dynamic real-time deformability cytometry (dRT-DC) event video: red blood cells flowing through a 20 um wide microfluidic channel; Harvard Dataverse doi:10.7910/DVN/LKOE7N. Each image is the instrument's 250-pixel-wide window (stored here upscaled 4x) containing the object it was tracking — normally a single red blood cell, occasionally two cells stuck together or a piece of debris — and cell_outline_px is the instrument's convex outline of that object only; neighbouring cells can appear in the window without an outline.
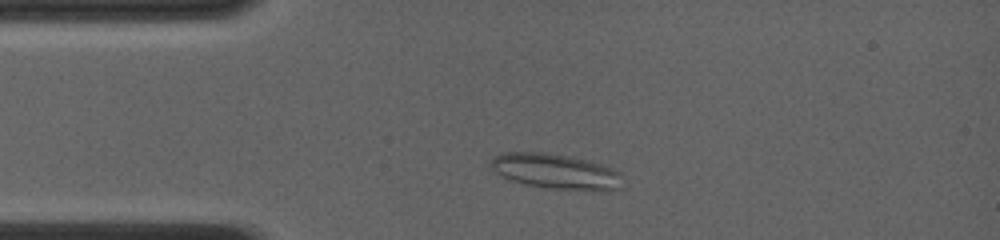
{"species": "common noctule bat (a hibernating species)", "species_latin": "Nyctalus noctula", "temperature_condition": "room temperature", "stored_images_in_passage": 50, "camera_frame_rate_fps": 4000, "um_per_image_px": 0.085, "animal": {"sex": "female", "body_mass_g": 19.0, "forearm_length_mm": 56.7}, "frame": {"image": 1, "passage_image": 8, "time_ms": 1.75, "image_size_px": [1000, 240], "cell_outline_px": [[624, 188], [544, 188], [524, 184], [508, 180], [500, 176], [488, 164], [492, 156], [500, 152], [544, 152], [568, 156], [588, 160], [612, 168], [620, 172]], "centroid_in_image_um": [47.11, 14.53], "position_along_channel_um": 37.9, "area_um2": 26.76}}
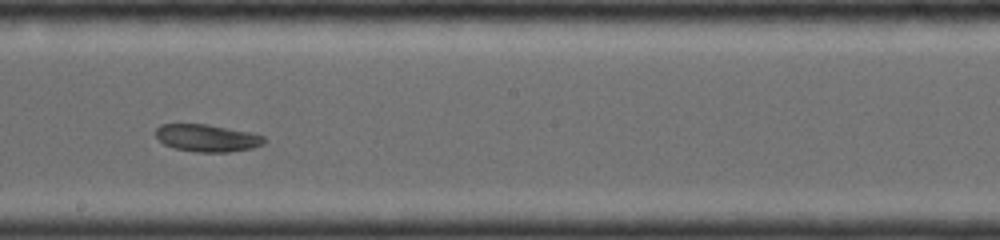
{"frame": {"image": 2, "passage_image": 29, "time_ms": 7.0, "image_size_px": [1000, 240], "cell_outline_px": [[264, 144], [252, 148], [232, 152], [196, 152], [176, 148], [164, 144], [156, 136], [156, 128], [160, 124], [208, 124], [248, 132], [264, 136]], "centroid_in_image_um": [17.6, 11.73], "position_along_channel_um": 230.6, "area_um2": 17.17}}
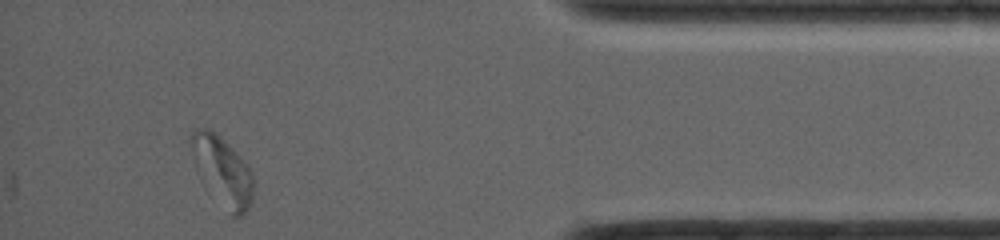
{"frame": {"image": 3, "passage_image": 50, "time_ms": 12.25, "image_size_px": [1000, 240], "cell_outline_px": [[252, 200], [248, 208], [240, 216], [232, 220], [204, 188], [196, 172], [188, 140], [192, 132], [196, 128], [208, 128], [216, 132], [248, 164], [252, 172]], "centroid_in_image_um": [18.85, 14.59], "position_along_channel_um": 416.4, "area_um2": 26.07}}